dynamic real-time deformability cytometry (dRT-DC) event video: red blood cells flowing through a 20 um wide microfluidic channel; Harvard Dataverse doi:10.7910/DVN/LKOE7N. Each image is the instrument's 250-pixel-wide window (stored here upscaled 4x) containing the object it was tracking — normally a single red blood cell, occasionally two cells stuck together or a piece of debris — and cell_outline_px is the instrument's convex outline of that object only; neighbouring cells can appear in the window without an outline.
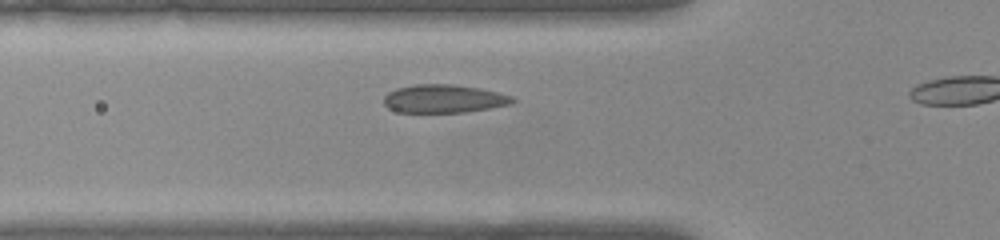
{"species": "common noctule bat (a hibernating species)", "species_latin": "Nyctalus noctula", "temperature_condition": "warm", "stored_images_in_passage": 17, "camera_frame_rate_fps": 3000, "um_per_image_px": 0.085, "animal": {"sex": "female", "body_mass_g": 22.0, "forearm_length_mm": 56.7}, "frame": {"image": 1, "passage_image": 12, "time_ms": 3.667, "image_size_px": [1000, 240], "cell_outline_px": [[516, 100], [512, 104], [492, 108], [464, 112], [396, 112], [388, 108], [384, 104], [384, 96], [388, 92], [396, 88], [416, 84], [452, 84], [480, 88], [512, 96]], "centroid_in_image_um": [37.72, 8.39], "position_along_channel_um": 88.1, "area_um2": 21.27}}
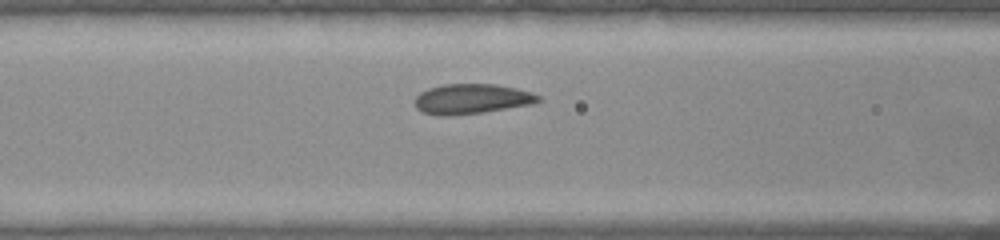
{"frame": {"image": 2, "passage_image": 15, "time_ms": 4.667, "image_size_px": [1000, 240], "cell_outline_px": [[540, 100], [536, 104], [484, 112], [448, 116], [440, 116], [424, 112], [416, 108], [416, 96], [420, 92], [428, 88], [444, 84], [496, 84], [516, 88], [532, 92], [540, 96]], "centroid_in_image_um": [40.13, 8.41], "position_along_channel_um": 126.5, "area_um2": 21.73}}